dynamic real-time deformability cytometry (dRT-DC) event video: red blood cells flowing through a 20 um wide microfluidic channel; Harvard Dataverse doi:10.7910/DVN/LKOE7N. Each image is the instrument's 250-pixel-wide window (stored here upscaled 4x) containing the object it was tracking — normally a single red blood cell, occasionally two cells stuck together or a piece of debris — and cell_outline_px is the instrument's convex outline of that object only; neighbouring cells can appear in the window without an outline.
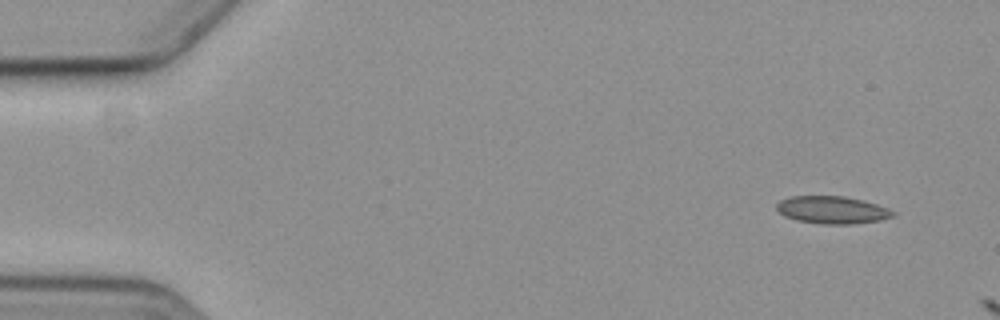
{"species": "common noctule bat (a hibernating species)", "species_latin": "Nyctalus noctula", "temperature_condition": "cold", "stored_images_in_passage": 3, "camera_frame_rate_fps": 3000, "um_per_image_px": 0.085, "animal": {"sex": "female", "body_mass_g": 19.3, "forearm_length_mm": 54.1}, "frame": {"image": 1, "passage_image": 1, "time_ms": 0.0, "image_size_px": [1000, 320], "cell_outline_px": [[896, 216], [880, 220], [852, 224], [824, 224], [796, 220], [784, 216], [776, 208], [776, 204], [780, 200], [792, 196], [844, 196], [864, 200], [888, 208], [896, 212]], "centroid_in_image_um": [70.76, 17.84], "position_along_channel_um": 14.2, "area_um2": 18.73}}